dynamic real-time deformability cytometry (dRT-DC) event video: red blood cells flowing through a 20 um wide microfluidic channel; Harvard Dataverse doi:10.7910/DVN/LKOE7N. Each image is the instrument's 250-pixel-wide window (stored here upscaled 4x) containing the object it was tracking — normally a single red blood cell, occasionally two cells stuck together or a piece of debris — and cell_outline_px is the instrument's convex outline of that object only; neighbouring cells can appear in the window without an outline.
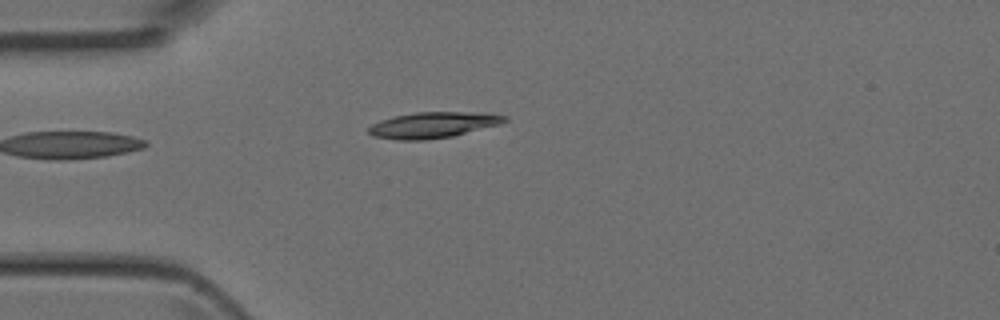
{"species": "Egyptian fruit bat (a non-hibernating species)", "species_latin": "Rousettus aegyptiacus", "temperature_condition": "room temperature", "stored_images_in_passage": 4, "camera_frame_rate_fps": 3000, "um_per_image_px": 0.085, "animal": {"sex": "female"}, "frame": {"image": 1, "passage_image": 4, "time_ms": 1.0, "image_size_px": [1000, 320], "cell_outline_px": [[508, 120], [500, 124], [452, 136], [424, 140], [396, 140], [372, 136], [368, 132], [368, 128], [372, 124], [380, 120], [396, 116], [416, 112], [484, 112], [508, 116]], "centroid_in_image_um": [36.82, 10.62], "position_along_channel_um": 48.2, "area_um2": 20.58}}